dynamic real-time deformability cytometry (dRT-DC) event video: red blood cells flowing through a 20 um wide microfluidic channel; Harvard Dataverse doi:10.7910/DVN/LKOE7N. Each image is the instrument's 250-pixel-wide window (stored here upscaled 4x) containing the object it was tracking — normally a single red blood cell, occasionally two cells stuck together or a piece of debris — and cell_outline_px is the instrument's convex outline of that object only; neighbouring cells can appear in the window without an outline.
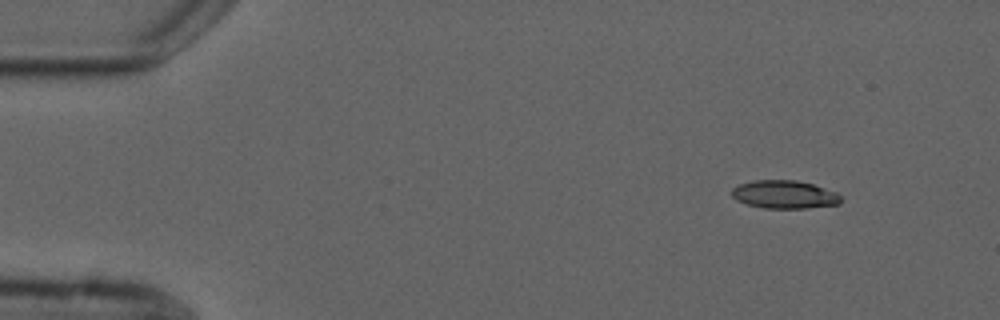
{"species": "common noctule bat (a hibernating species)", "species_latin": "Nyctalus noctula", "temperature_condition": "cold", "stored_images_in_passage": 4, "camera_frame_rate_fps": 3000, "um_per_image_px": 0.085, "animal": {"sex": "male", "forearm_length_mm": 52.5}, "frame": {"image": 1, "passage_image": 1, "time_ms": 0.0, "image_size_px": [1000, 320], "cell_outline_px": [[840, 204], [808, 208], [764, 208], [748, 204], [736, 200], [732, 196], [732, 188], [740, 184], [752, 180], [796, 180], [812, 184], [836, 192], [840, 196]], "centroid_in_image_um": [66.66, 16.53], "position_along_channel_um": 18.3, "area_um2": 17.8}}
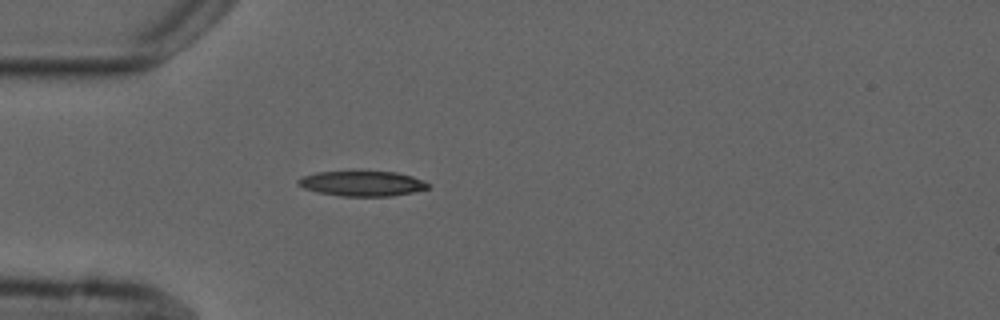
{"frame": {"image": 2, "passage_image": 4, "time_ms": 3.333, "image_size_px": [1000, 320], "cell_outline_px": [[428, 188], [412, 192], [392, 196], [340, 196], [316, 192], [304, 188], [296, 184], [296, 180], [304, 176], [316, 172], [396, 172], [412, 176], [424, 180], [428, 184]], "centroid_in_image_um": [30.75, 15.61], "position_along_channel_um": 54.2, "area_um2": 18.9}}